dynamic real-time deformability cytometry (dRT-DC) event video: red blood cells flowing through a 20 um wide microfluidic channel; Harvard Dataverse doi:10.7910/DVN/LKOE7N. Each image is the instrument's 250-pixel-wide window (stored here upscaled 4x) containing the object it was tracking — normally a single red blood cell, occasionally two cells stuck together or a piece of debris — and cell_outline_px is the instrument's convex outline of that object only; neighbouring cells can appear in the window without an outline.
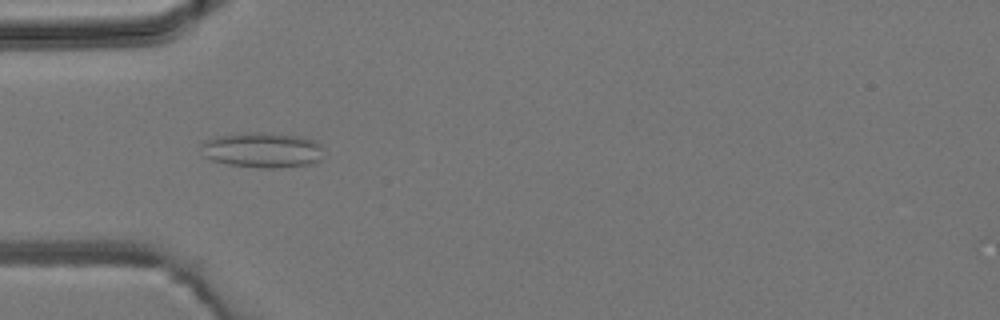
{"species": "common noctule bat (a hibernating species)", "species_latin": "Nyctalus noctula", "temperature_condition": "room temperature", "stored_images_in_passage": 2, "camera_frame_rate_fps": 3000, "um_per_image_px": 0.085, "animal": {"sex": "male", "body_mass_g": 19.2, "forearm_length_mm": 51.8}, "frame": {"image": 1, "passage_image": 1, "time_ms": 0.0, "image_size_px": [1000, 320], "cell_outline_px": [[320, 160], [308, 164], [276, 168], [260, 168], [228, 164], [212, 160], [204, 156], [200, 144], [204, 140], [216, 136], [252, 132], [260, 132], [300, 136], [312, 140], [320, 144]], "centroid_in_image_um": [22.24, 12.75], "position_along_channel_um": 62.8, "area_um2": 24.97}}